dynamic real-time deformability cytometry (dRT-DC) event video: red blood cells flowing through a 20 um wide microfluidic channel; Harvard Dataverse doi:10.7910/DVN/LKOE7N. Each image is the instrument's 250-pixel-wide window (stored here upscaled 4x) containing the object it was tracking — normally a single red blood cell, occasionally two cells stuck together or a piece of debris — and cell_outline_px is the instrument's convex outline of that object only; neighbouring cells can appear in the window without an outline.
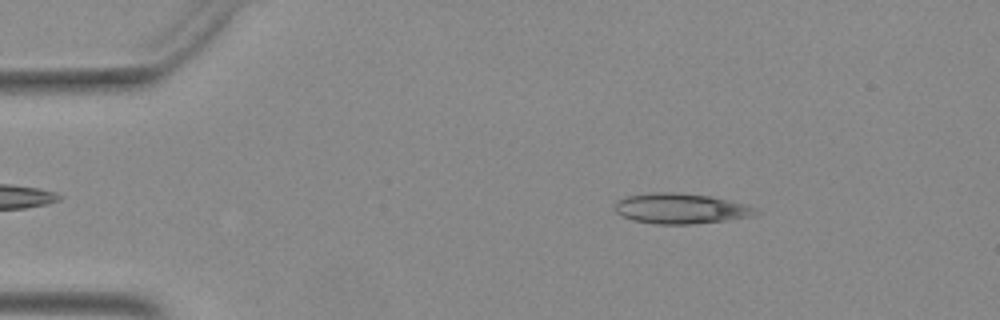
{"species": "Egyptian fruit bat (a non-hibernating species)", "species_latin": "Rousettus aegyptiacus", "temperature_condition": "warm", "stored_images_in_passage": 50, "camera_frame_rate_fps": 3000, "um_per_image_px": 0.085, "animal": {"sex": "female"}, "frame": {"image": 1, "passage_image": 8, "time_ms": 2.333, "image_size_px": [1000, 320], "cell_outline_px": [[760, 212], [752, 216], [728, 220], [692, 224], [656, 224], [632, 220], [620, 216], [616, 212], [616, 200], [624, 196], [652, 192], [676, 192], [708, 196], [748, 204]], "centroid_in_image_um": [57.83, 17.72], "position_along_channel_um": 27.2, "area_um2": 25.09}}
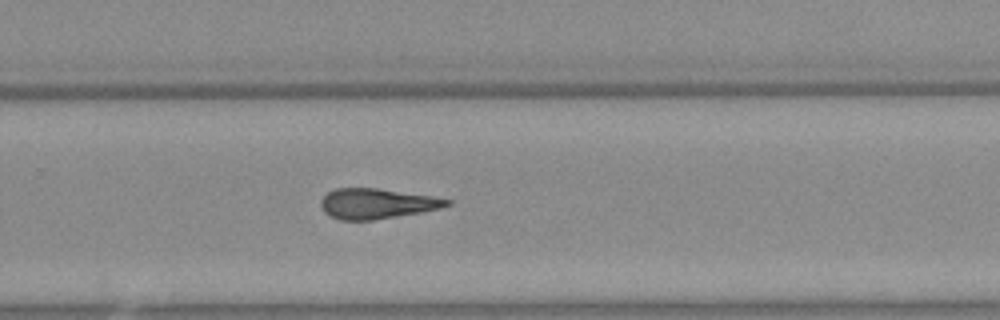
{"frame": {"image": 2, "passage_image": 33, "time_ms": 10.667, "image_size_px": [1000, 320], "cell_outline_px": [[452, 204], [440, 208], [424, 212], [372, 220], [340, 220], [324, 212], [320, 204], [320, 200], [328, 192], [336, 188], [376, 188], [432, 196], [452, 200]], "centroid_in_image_um": [32.04, 17.31], "position_along_channel_um": 297.8, "area_um2": 22.2}}
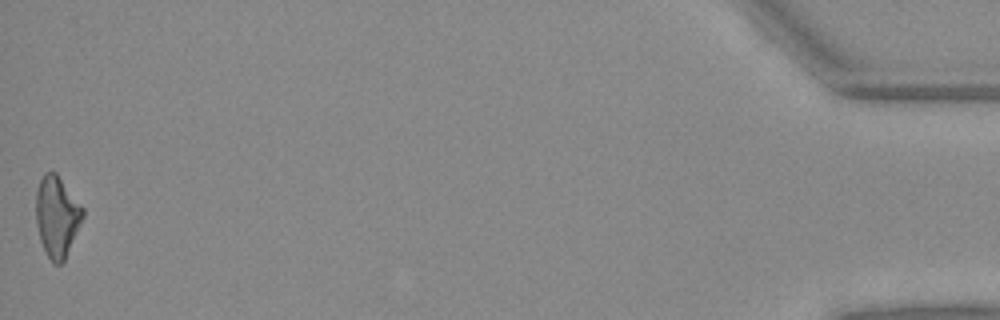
{"frame": {"image": 3, "passage_image": 50, "time_ms": 16.333, "image_size_px": [1000, 320], "cell_outline_px": [[84, 216], [64, 260], [60, 264], [52, 264], [40, 240], [36, 224], [36, 188], [44, 172], [56, 172], [84, 208]], "centroid_in_image_um": [4.83, 18.38], "position_along_channel_um": 430.4, "area_um2": 22.02}}